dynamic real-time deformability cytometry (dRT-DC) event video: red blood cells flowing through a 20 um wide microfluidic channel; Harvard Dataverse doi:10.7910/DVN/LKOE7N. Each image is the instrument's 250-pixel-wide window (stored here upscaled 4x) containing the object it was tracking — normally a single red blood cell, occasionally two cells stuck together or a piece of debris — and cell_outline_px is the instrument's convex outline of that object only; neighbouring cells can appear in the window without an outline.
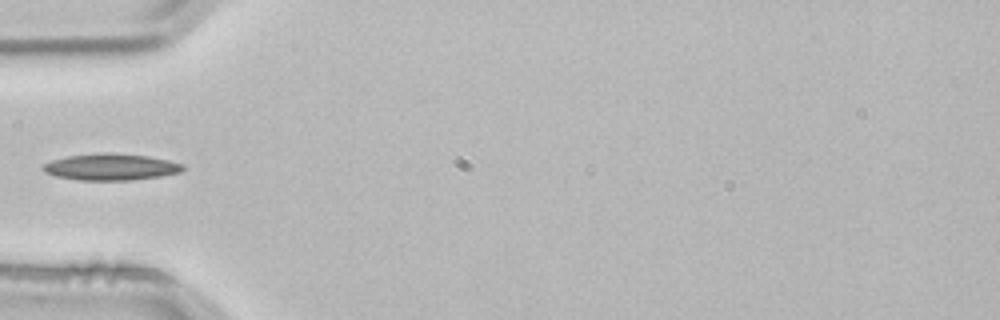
{"species": "common noctule bat (a hibernating species)", "species_latin": "Nyctalus noctula", "temperature_condition": "room temperature", "stored_images_in_passage": 3, "camera_frame_rate_fps": 3000, "um_per_image_px": 0.085, "animal": {"sex": "male", "body_mass_g": 21.5, "forearm_length_mm": 52.0}, "frame": {"image": 1, "passage_image": 3, "time_ms": 0.667, "image_size_px": [1000, 320], "cell_outline_px": [[184, 168], [180, 172], [160, 176], [132, 180], [80, 180], [56, 176], [44, 172], [40, 168], [44, 164], [52, 160], [68, 156], [104, 152], [112, 152], [148, 156], [168, 160], [184, 164]], "centroid_in_image_um": [9.42, 14.18], "position_along_channel_um": 75.6, "area_um2": 21.68}}